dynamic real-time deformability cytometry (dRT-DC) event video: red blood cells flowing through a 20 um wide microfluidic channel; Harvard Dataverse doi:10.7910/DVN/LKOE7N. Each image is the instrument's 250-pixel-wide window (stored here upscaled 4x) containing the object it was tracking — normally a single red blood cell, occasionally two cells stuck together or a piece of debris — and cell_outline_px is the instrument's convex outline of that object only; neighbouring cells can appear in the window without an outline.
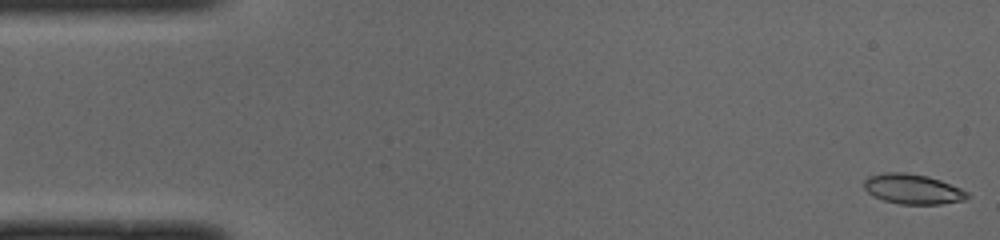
{"species": "common noctule bat (a hibernating species)", "species_latin": "Nyctalus noctula", "temperature_condition": "cold", "stored_images_in_passage": 50, "camera_frame_rate_fps": 3000, "um_per_image_px": 0.085, "animal": {"sex": "male", "body_mass_g": 19.0, "forearm_length_mm": 50.8}, "frame": {"image": 1, "passage_image": 1, "time_ms": 0.0, "image_size_px": [1000, 240], "cell_outline_px": [[968, 196], [964, 200], [940, 204], [900, 204], [884, 200], [872, 196], [864, 188], [864, 180], [868, 176], [884, 172], [904, 172], [928, 176], [940, 180], [960, 188], [968, 192]], "centroid_in_image_um": [77.55, 16.06], "position_along_channel_um": 7.5, "area_um2": 18.03}}
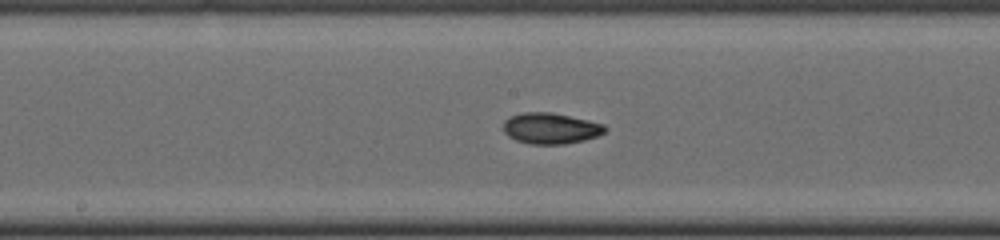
{"frame": {"image": 2, "passage_image": 25, "time_ms": 8.0, "image_size_px": [1000, 240], "cell_outline_px": [[608, 128], [604, 132], [596, 136], [584, 140], [564, 144], [528, 144], [516, 140], [508, 136], [504, 132], [504, 120], [512, 116], [524, 112], [552, 112], [588, 120], [604, 124]], "centroid_in_image_um": [46.8, 10.91], "position_along_channel_um": 201.4, "area_um2": 18.32}}
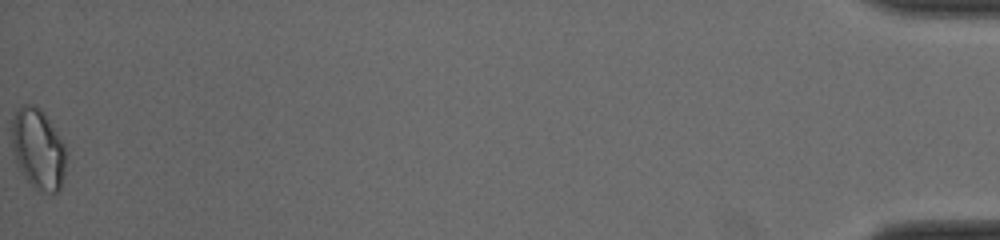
{"frame": {"image": 3, "passage_image": 50, "time_ms": 16.333, "image_size_px": [1000, 240], "cell_outline_px": [[64, 176], [60, 192], [52, 196], [36, 188], [24, 176], [16, 164], [12, 152], [12, 120], [16, 108], [20, 104], [32, 104], [40, 108], [44, 112], [64, 144]], "centroid_in_image_um": [3.22, 12.67], "position_along_channel_um": 432.0, "area_um2": 25.72}, "authors_computed_cell_mechanics": {"area_um2": 18.0914, "velocity_mm_per_s": 4.0172, "shape_relaxation_time_tau1_ms": 3.541, "shape_relaxation_time_tau2_ms": 2.4909, "deformation_change_tau1": 0.1368, "deformation_change_tau2": 0.0645}}